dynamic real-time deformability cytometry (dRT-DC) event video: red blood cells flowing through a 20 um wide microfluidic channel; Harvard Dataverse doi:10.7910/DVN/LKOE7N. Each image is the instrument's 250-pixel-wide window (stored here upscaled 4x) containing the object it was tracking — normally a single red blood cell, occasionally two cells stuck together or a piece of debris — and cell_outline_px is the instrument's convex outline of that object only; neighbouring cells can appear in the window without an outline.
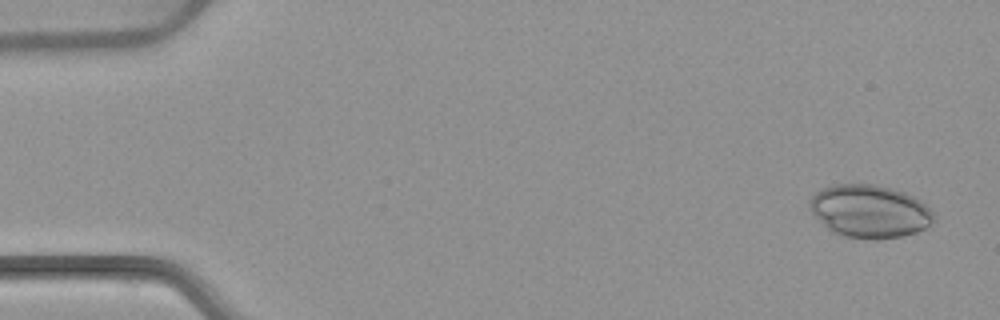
{"species": "common noctule bat (a hibernating species)", "species_latin": "Nyctalus noctula", "temperature_condition": "warm", "stored_images_in_passage": 5, "camera_frame_rate_fps": 3000, "um_per_image_px": 0.085, "animal": {"sex": "female", "body_mass_g": 22.7, "forearm_length_mm": 54.2}, "frame": {"image": 1, "passage_image": 1, "time_ms": 0.0, "image_size_px": [1000, 320], "cell_outline_px": [[936, 220], [924, 228], [916, 232], [904, 236], [876, 240], [844, 236], [832, 232], [812, 212], [808, 204], [808, 200], [816, 192], [832, 184], [872, 184], [892, 188], [904, 192], [920, 200], [936, 216]], "centroid_in_image_um": [73.93, 17.96], "position_along_channel_um": 11.1, "area_um2": 38.26}}